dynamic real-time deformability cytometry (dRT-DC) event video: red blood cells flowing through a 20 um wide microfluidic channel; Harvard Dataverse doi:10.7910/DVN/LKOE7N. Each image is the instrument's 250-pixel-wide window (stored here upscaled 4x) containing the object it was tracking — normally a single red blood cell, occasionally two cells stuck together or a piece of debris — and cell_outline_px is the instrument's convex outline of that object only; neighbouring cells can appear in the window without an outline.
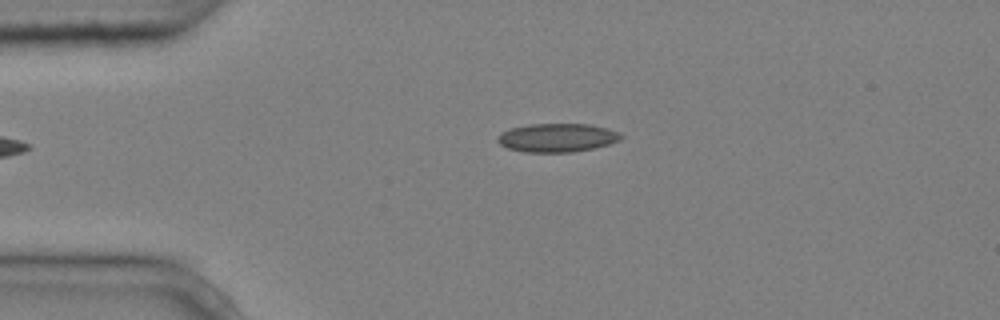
{"species": "common noctule bat (a hibernating species)", "species_latin": "Nyctalus noctula", "temperature_condition": "cold", "stored_images_in_passage": 4, "camera_frame_rate_fps": 3000, "um_per_image_px": 0.085, "animal": {"sex": "male", "body_mass_g": 20.4}, "frame": {"image": 1, "passage_image": 4, "time_ms": 1.0, "image_size_px": [1000, 320], "cell_outline_px": [[624, 136], [620, 140], [596, 148], [572, 152], [524, 152], [508, 148], [500, 144], [496, 140], [496, 136], [500, 132], [512, 128], [528, 124], [592, 124], [608, 128]], "centroid_in_image_um": [47.34, 11.7], "position_along_channel_um": 37.7, "area_um2": 20.69}}